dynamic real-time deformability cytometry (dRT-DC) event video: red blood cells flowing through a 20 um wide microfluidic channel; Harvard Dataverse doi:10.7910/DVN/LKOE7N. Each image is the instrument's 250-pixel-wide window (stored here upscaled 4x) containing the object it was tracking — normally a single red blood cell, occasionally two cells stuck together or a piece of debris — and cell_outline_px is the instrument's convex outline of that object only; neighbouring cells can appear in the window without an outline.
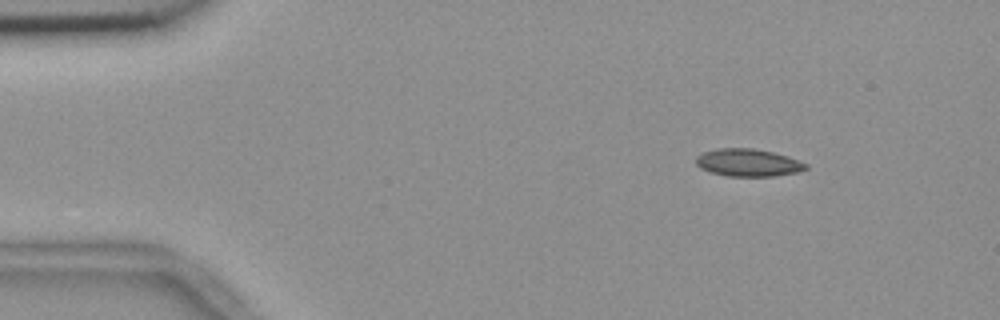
{"species": "common noctule bat (a hibernating species)", "species_latin": "Nyctalus noctula", "temperature_condition": "room temperature", "stored_images_in_passage": 3, "camera_frame_rate_fps": 3000, "um_per_image_px": 0.085, "animal": {"sex": "female", "body_mass_g": 18.4}, "frame": {"image": 1, "passage_image": 1, "time_ms": 0.0, "image_size_px": [1000, 320], "cell_outline_px": [[808, 168], [796, 172], [776, 176], [728, 176], [712, 172], [700, 168], [696, 164], [696, 156], [704, 152], [720, 148], [752, 148], [772, 152], [788, 156], [808, 164]], "centroid_in_image_um": [63.6, 13.82], "position_along_channel_um": 21.4, "area_um2": 17.51}}
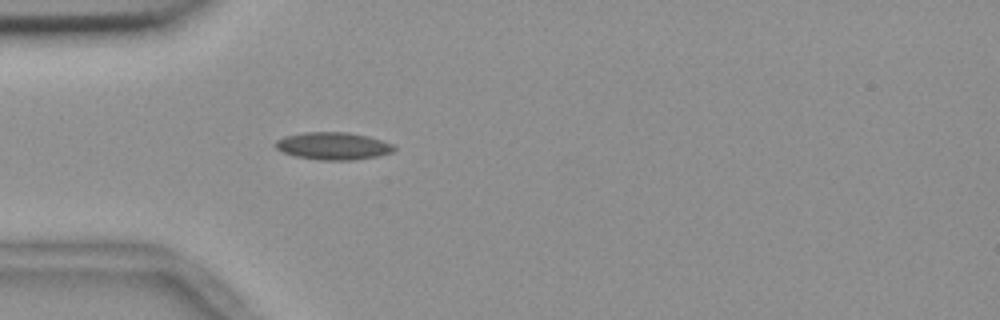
{"frame": {"image": 2, "passage_image": 3, "time_ms": 0.667, "image_size_px": [1000, 320], "cell_outline_px": [[396, 148], [392, 152], [376, 156], [352, 160], [320, 160], [296, 156], [284, 152], [276, 148], [276, 140], [284, 136], [304, 132], [348, 132], [368, 136], [392, 144]], "centroid_in_image_um": [28.31, 12.4], "position_along_channel_um": 56.7, "area_um2": 18.79}}